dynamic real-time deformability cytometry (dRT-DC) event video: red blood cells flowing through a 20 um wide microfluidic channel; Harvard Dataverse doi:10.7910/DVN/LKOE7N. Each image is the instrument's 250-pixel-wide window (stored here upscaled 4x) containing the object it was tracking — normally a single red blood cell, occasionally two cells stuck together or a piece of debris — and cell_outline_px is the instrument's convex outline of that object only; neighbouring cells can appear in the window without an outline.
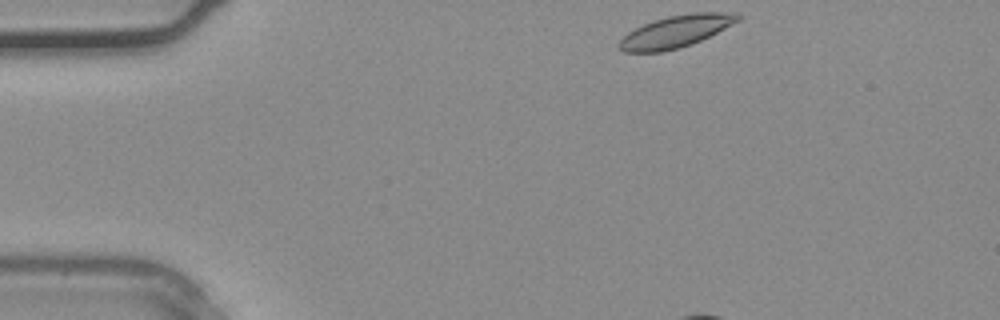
{"species": "common noctule bat (a hibernating species)", "species_latin": "Nyctalus noctula", "temperature_condition": "warm", "stored_images_in_passage": 7, "camera_frame_rate_fps": 3000, "um_per_image_px": 0.085, "animal": {"sex": "male", "body_mass_g": 20.4}, "frame": {"image": 1, "passage_image": 1, "time_ms": 0.0, "image_size_px": [1000, 320], "cell_outline_px": [[740, 20], [692, 44], [680, 48], [660, 52], [624, 52], [616, 44], [628, 32], [652, 20], [668, 16], [692, 12], [736, 12], [740, 16]], "centroid_in_image_um": [57.43, 2.67], "position_along_channel_um": 27.6, "area_um2": 22.08}}